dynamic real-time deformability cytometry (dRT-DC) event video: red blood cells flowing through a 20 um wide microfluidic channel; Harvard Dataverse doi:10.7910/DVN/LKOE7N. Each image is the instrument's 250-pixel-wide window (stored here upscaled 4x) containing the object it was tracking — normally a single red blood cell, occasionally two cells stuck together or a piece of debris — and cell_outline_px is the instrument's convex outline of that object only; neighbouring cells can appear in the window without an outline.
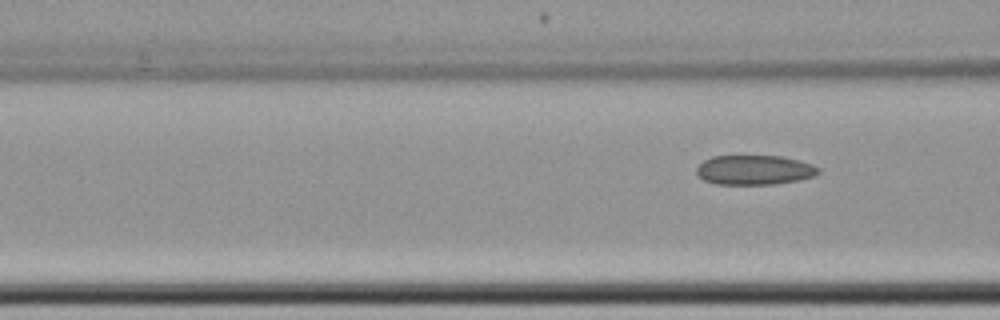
{"species": "common noctule bat (a hibernating species)", "species_latin": "Nyctalus noctula", "temperature_condition": "cold", "stored_images_in_passage": 4, "camera_frame_rate_fps": 3000, "um_per_image_px": 0.085, "animal": {"sex": "female", "body_mass_g": 22.7, "forearm_length_mm": 54.2}, "frame": {"image": 1, "passage_image": 4, "time_ms": 4.333, "image_size_px": [1000, 320], "cell_outline_px": [[820, 172], [812, 176], [796, 180], [772, 184], [716, 184], [704, 180], [696, 172], [696, 168], [704, 160], [712, 156], [780, 156], [800, 160], [812, 164], [820, 168]], "centroid_in_image_um": [64.12, 14.44], "position_along_channel_um": 102.5, "area_um2": 20.87}}